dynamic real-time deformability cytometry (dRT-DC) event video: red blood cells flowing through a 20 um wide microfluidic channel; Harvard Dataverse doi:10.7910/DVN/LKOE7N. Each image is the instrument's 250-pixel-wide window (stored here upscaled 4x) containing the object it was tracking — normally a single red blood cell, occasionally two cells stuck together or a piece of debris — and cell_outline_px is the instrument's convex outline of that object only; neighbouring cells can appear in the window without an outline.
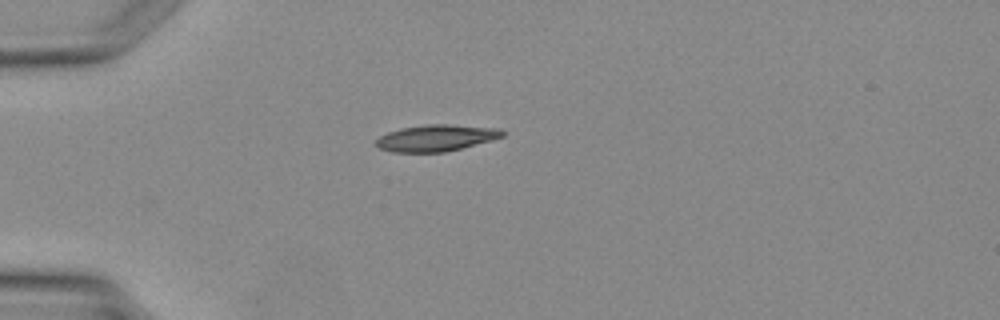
{"species": "Egyptian fruit bat (a non-hibernating species)", "species_latin": "Rousettus aegyptiacus", "temperature_condition": "warm", "stored_images_in_passage": 5, "camera_frame_rate_fps": 3000, "um_per_image_px": 0.085, "animal": {"sex": "female"}, "frame": {"image": 1, "passage_image": 5, "time_ms": 5.667, "image_size_px": [1000, 320], "cell_outline_px": [[504, 136], [492, 140], [444, 152], [392, 152], [380, 148], [376, 144], [376, 140], [380, 136], [388, 132], [400, 128], [428, 124], [448, 124], [500, 128], [504, 132]], "centroid_in_image_um": [37.08, 11.72], "position_along_channel_um": 47.9, "area_um2": 19.42}}